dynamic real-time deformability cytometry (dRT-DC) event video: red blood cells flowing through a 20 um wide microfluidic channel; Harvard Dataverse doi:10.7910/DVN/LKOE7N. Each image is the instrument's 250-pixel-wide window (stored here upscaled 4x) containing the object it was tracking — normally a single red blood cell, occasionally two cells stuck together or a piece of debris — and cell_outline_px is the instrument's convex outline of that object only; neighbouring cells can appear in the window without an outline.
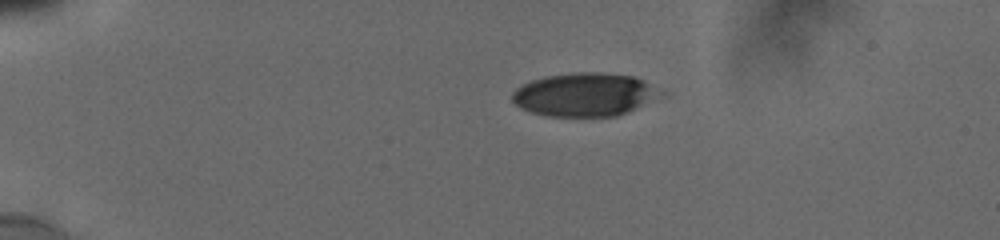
{"species": "human", "species_latin": "Homo sapiens", "temperature_condition": "cold", "stored_images_in_passage": 11, "camera_frame_rate_fps": 3000, "um_per_image_px": 0.085, "donor": {"sex": "male"}, "frame": {"image": 1, "passage_image": 1, "time_ms": 0.0, "image_size_px": [1000, 240], "cell_outline_px": [[652, 92], [632, 108], [616, 116], [548, 116], [532, 112], [520, 108], [512, 100], [512, 92], [516, 88], [532, 80], [544, 76], [576, 72], [604, 72], [632, 76], [644, 80]], "centroid_in_image_um": [49.41, 8.02], "position_along_channel_um": 35.6, "area_um2": 35.66}}
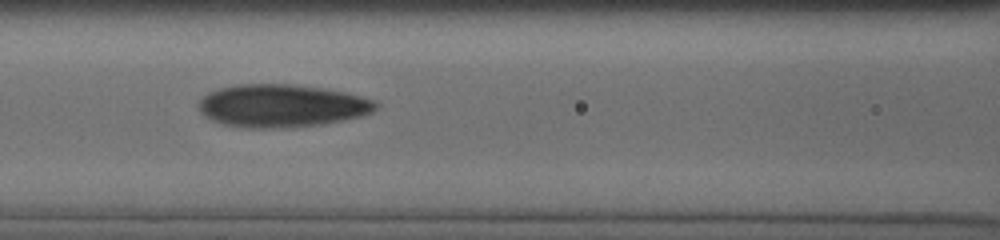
{"frame": {"image": 2, "passage_image": 8, "time_ms": 4.667, "image_size_px": [1000, 240], "cell_outline_px": [[380, 104], [372, 112], [360, 116], [344, 120], [324, 124], [272, 128], [244, 128], [224, 124], [212, 120], [204, 116], [200, 112], [196, 104], [208, 92], [220, 88], [236, 84], [292, 84], [320, 88], [344, 92], [376, 100]], "centroid_in_image_um": [23.93, 8.99], "position_along_channel_um": 142.7, "area_um2": 44.27}}
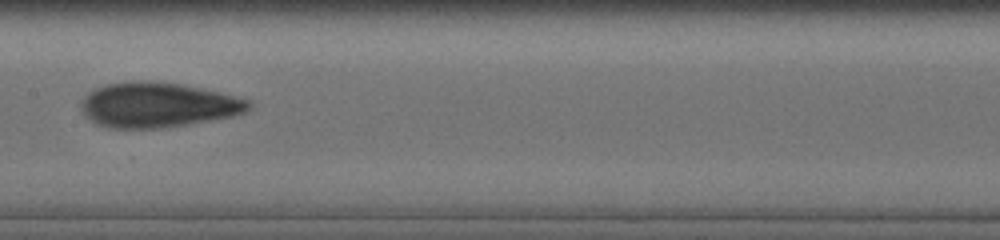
{"frame": {"image": 3, "passage_image": 10, "time_ms": 6.0, "image_size_px": [1000, 240], "cell_outline_px": [[252, 108], [244, 112], [232, 116], [188, 124], [160, 128], [108, 128], [96, 124], [80, 108], [80, 104], [84, 96], [88, 92], [96, 88], [108, 84], [132, 80], [148, 80], [180, 84], [220, 92], [252, 100]], "centroid_in_image_um": [13.43, 8.91], "position_along_channel_um": 194.0, "area_um2": 43.99}}